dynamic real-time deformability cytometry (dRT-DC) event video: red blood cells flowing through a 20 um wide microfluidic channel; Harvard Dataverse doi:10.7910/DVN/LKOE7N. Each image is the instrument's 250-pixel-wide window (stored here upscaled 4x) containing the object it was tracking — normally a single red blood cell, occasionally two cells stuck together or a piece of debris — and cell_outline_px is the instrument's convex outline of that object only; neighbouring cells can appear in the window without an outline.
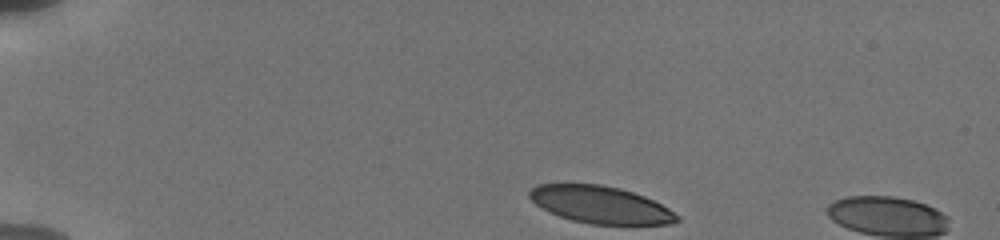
{"species": "human", "species_latin": "Homo sapiens", "temperature_condition": "cold", "stored_images_in_passage": 4, "camera_frame_rate_fps": 3000, "um_per_image_px": 0.085, "donor": {"sex": "male"}, "frame": {"image": 1, "passage_image": 1, "time_ms": 0.0, "image_size_px": [1000, 240], "cell_outline_px": [[680, 220], [672, 224], [592, 224], [572, 220], [548, 212], [536, 204], [528, 196], [528, 192], [536, 184], [600, 184], [620, 188], [644, 196], [668, 208], [680, 216]], "centroid_in_image_um": [51.03, 17.4], "position_along_channel_um": 34.0, "area_um2": 31.91}}